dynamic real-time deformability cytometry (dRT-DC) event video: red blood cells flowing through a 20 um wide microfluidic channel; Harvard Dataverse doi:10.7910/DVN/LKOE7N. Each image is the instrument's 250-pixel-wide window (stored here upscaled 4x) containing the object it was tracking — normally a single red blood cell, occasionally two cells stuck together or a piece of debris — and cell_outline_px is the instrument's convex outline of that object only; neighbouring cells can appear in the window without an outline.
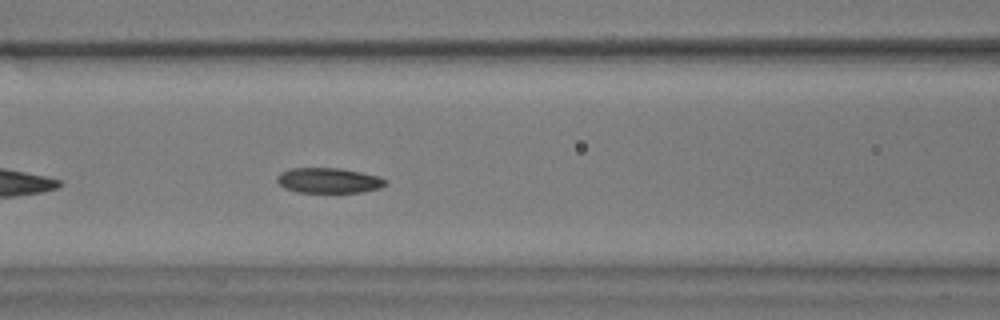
{"species": "common noctule bat (a hibernating species)", "species_latin": "Nyctalus noctula", "temperature_condition": "warm", "stored_images_in_passage": 34, "camera_frame_rate_fps": 3000, "um_per_image_px": 0.085, "animal": {"sex": "male", "body_mass_g": 17.9}, "frame": {"image": 1, "passage_image": 10, "time_ms": 3.0, "image_size_px": [1000, 320], "cell_outline_px": [[388, 184], [380, 188], [360, 192], [296, 192], [284, 188], [276, 180], [276, 176], [280, 172], [292, 168], [340, 168], [380, 176], [388, 180]], "centroid_in_image_um": [27.95, 15.34], "position_along_channel_um": 138.6, "area_um2": 16.07}, "authors_computed_cell_mechanics": {"area_um2": 16.4152, "velocity_mm_per_s": 3.5472, "shape_relaxation_time_tau1_ms": 5.1388, "shape_relaxation_time_tau2_ms": 3.6983, "deformation_change_tau1": 0.1031, "deformation_change_tau2": 0.083}}